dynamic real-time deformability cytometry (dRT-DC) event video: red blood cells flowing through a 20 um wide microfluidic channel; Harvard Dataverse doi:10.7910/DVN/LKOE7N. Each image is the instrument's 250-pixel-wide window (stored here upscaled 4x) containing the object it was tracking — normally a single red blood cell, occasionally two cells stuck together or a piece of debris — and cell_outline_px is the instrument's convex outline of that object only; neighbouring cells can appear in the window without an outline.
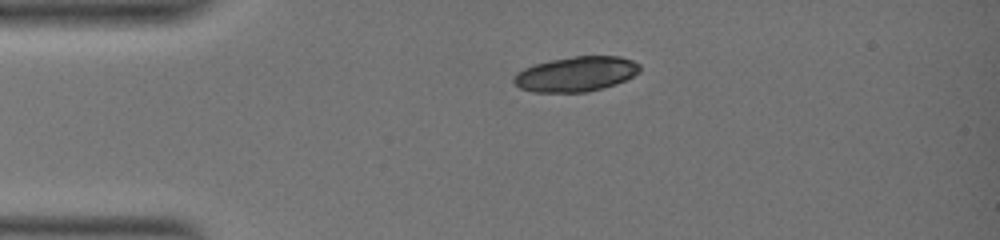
{"species": "common noctule bat (a hibernating species)", "species_latin": "Nyctalus noctula", "temperature_condition": "warm", "stored_images_in_passage": 15, "camera_frame_rate_fps": 3000, "um_per_image_px": 0.085, "animal": {"sex": "female", "body_mass_g": 19.0, "forearm_length_mm": 51.5}, "frame": {"image": 1, "passage_image": 1, "time_ms": 0.0, "image_size_px": [1000, 240], "cell_outline_px": [[640, 72], [616, 84], [604, 88], [588, 92], [532, 92], [520, 88], [512, 80], [516, 72], [524, 68], [536, 64], [552, 60], [576, 56], [620, 56], [632, 60], [640, 64]], "centroid_in_image_um": [48.97, 6.3], "position_along_channel_um": 36.0, "area_um2": 25.66}}
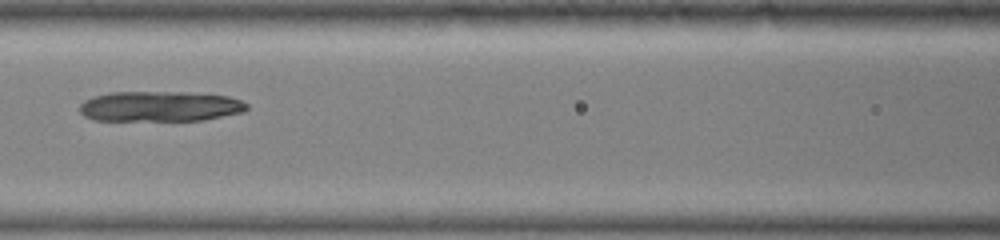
{"frame": {"image": 2, "passage_image": 13, "time_ms": 5.0, "image_size_px": [1000, 240], "cell_outline_px": [[248, 108], [244, 112], [200, 120], [92, 120], [84, 116], [80, 112], [80, 104], [84, 100], [96, 96], [112, 92], [184, 92], [228, 96], [240, 100], [248, 104]], "centroid_in_image_um": [13.59, 9.04], "position_along_channel_um": 153.0, "area_um2": 29.36}}
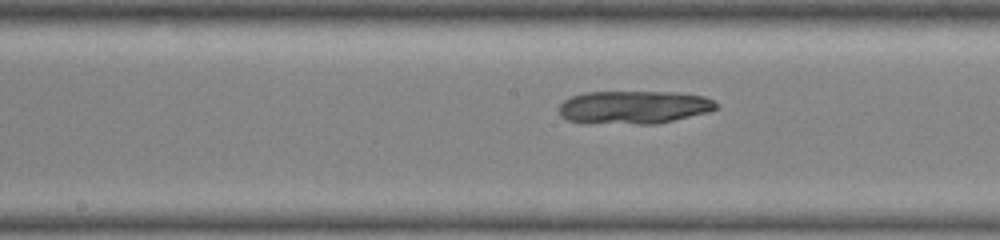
{"frame": {"image": 3, "passage_image": 15, "time_ms": 6.333, "image_size_px": [1000, 240], "cell_outline_px": [[716, 108], [708, 112], [656, 124], [636, 124], [568, 120], [560, 116], [560, 104], [564, 100], [572, 96], [584, 92], [676, 92], [704, 96], [716, 100]], "centroid_in_image_um": [53.92, 9.09], "position_along_channel_um": 194.3, "area_um2": 29.94}}